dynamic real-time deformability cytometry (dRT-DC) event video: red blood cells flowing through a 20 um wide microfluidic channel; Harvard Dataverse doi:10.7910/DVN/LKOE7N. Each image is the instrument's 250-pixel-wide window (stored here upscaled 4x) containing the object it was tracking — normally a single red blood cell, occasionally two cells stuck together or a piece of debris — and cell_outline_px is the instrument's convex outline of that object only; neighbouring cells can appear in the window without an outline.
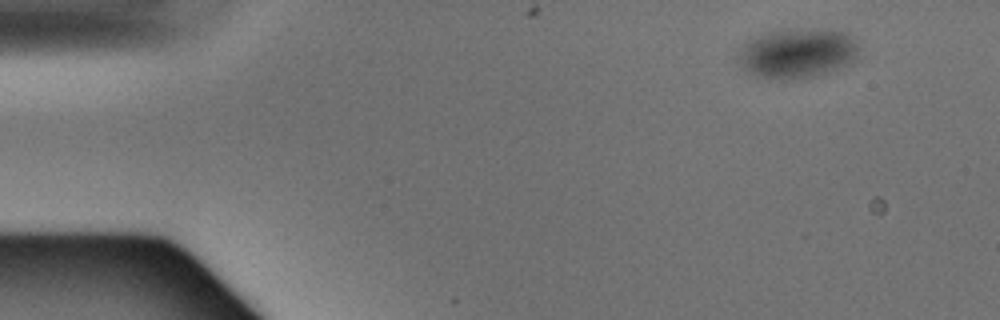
{"species": "Egyptian fruit bat (a non-hibernating species)", "species_latin": "Rousettus aegyptiacus", "temperature_condition": "warm", "stored_images_in_passage": 5, "camera_frame_rate_fps": 3000, "um_per_image_px": 0.085, "animal": {"sex": "male"}, "frame": {"image": 1, "passage_image": 1, "time_ms": 0.0, "image_size_px": [1000, 320], "cell_outline_px": [[860, 48], [856, 56], [848, 64], [828, 72], [816, 76], [784, 80], [756, 76], [748, 72], [740, 64], [740, 52], [744, 44], [768, 32], [848, 32], [856, 40]], "centroid_in_image_um": [67.81, 4.59], "position_along_channel_um": 17.2, "area_um2": 33.41}}
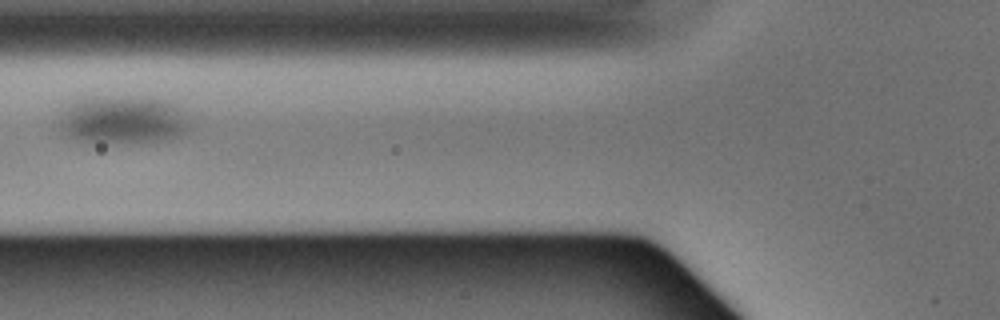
{"frame": {"image": 2, "passage_image": 4, "time_ms": 1.0, "image_size_px": [1000, 320], "cell_outline_px": [[188, 132], [172, 140], [76, 140], [60, 132], [56, 124], [60, 108], [76, 100], [88, 96], [144, 96], [168, 100], [188, 120]], "centroid_in_image_um": [10.33, 10.12], "position_along_channel_um": 115.5, "area_um2": 36.65}}
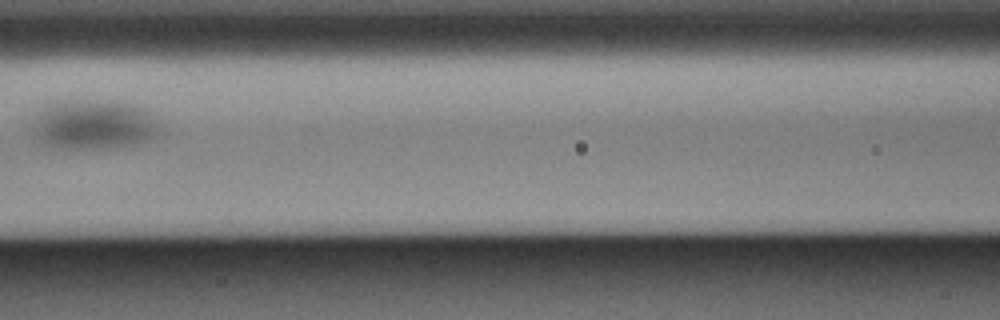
{"frame": {"image": 3, "passage_image": 5, "time_ms": 1.333, "image_size_px": [1000, 320], "cell_outline_px": [[160, 132], [148, 140], [140, 144], [96, 148], [60, 148], [44, 144], [32, 136], [32, 124], [36, 112], [44, 104], [56, 100], [112, 100], [132, 104], [144, 108], [148, 112], [160, 128]], "centroid_in_image_um": [7.88, 10.56], "position_along_channel_um": 158.7, "area_um2": 37.45}}